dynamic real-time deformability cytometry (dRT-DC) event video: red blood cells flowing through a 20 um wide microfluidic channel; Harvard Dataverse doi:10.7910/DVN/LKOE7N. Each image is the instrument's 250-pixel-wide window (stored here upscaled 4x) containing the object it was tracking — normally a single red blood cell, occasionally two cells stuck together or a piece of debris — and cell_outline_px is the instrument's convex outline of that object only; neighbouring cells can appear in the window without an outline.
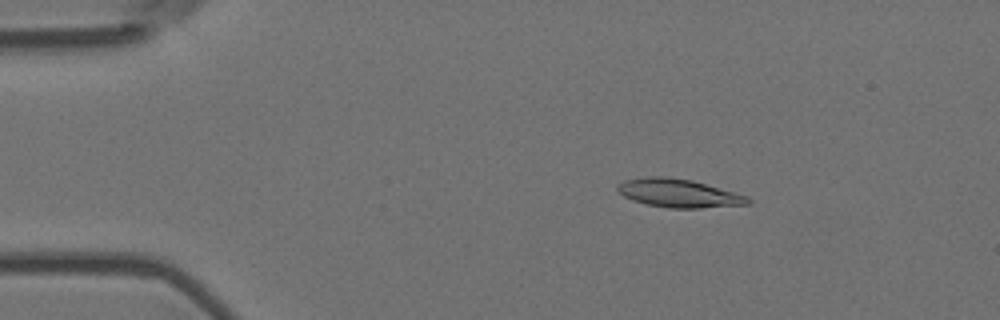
{"species": "Egyptian fruit bat (a non-hibernating species)", "species_latin": "Rousettus aegyptiacus", "temperature_condition": "room temperature", "stored_images_in_passage": 55, "camera_frame_rate_fps": 3000, "um_per_image_px": 0.085, "animal": {"sex": "female"}, "frame": {"image": 1, "passage_image": 9, "time_ms": 2.667, "image_size_px": [1000, 320], "cell_outline_px": [[752, 204], [700, 208], [668, 208], [648, 204], [632, 200], [624, 196], [616, 188], [624, 180], [648, 176], [664, 176], [692, 180], [748, 196], [752, 200]], "centroid_in_image_um": [57.73, 16.42], "position_along_channel_um": 27.3, "area_um2": 21.5}}
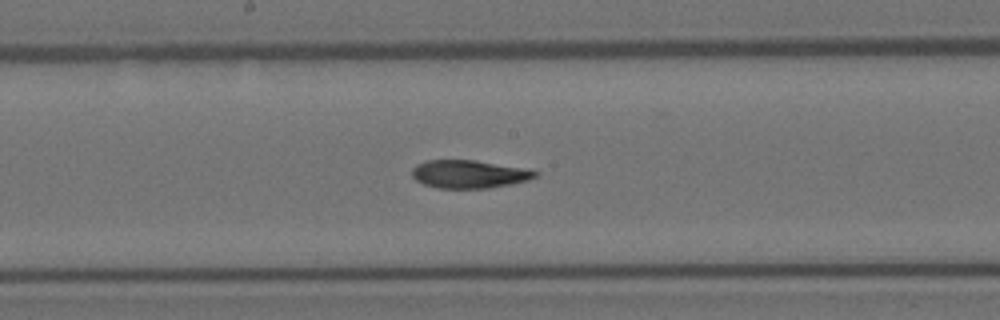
{"frame": {"image": 2, "passage_image": 29, "time_ms": 9.333, "image_size_px": [1000, 320], "cell_outline_px": [[540, 176], [528, 180], [512, 184], [488, 188], [436, 188], [424, 184], [416, 180], [412, 176], [412, 168], [416, 164], [424, 160], [476, 160], [524, 168], [540, 172]], "centroid_in_image_um": [39.88, 14.79], "position_along_channel_um": 208.3, "area_um2": 20.35}}
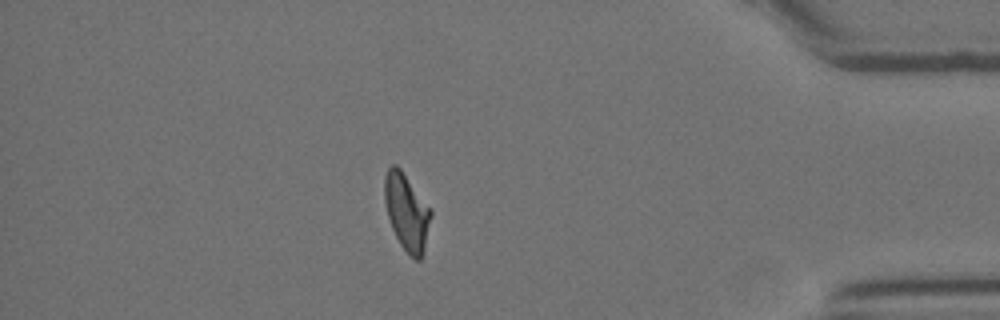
{"frame": {"image": 3, "passage_image": 48, "time_ms": 15.667, "image_size_px": [1000, 320], "cell_outline_px": [[432, 216], [424, 248], [420, 260], [416, 260], [400, 244], [392, 228], [388, 216], [384, 200], [384, 176], [388, 168], [392, 164], [396, 164], [400, 168], [432, 208]], "centroid_in_image_um": [34.57, 17.96], "position_along_channel_um": 400.6, "area_um2": 20.69}, "authors_computed_cell_mechanics": {"area_um2": 20.808, "velocity_mm_per_s": 3.6552, "shape_relaxation_time_tau1_ms": 8.7578, "shape_relaxation_time_tau2_ms": 2.9453, "deformation_change_tau1": 0.2336, "deformation_change_tau2": 0.1043}}